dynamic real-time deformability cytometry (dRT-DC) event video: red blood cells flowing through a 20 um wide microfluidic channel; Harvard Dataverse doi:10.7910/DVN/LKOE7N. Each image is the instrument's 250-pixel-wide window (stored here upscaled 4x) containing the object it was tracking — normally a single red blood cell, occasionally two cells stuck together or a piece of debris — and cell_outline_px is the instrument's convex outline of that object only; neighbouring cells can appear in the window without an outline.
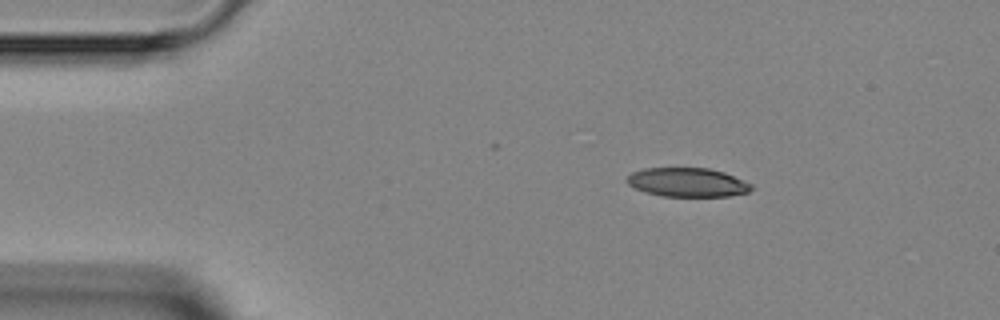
{"species": "Egyptian fruit bat (a non-hibernating species)", "species_latin": "Rousettus aegyptiacus", "temperature_condition": "room temperature", "stored_images_in_passage": 6, "camera_frame_rate_fps": 3000, "um_per_image_px": 0.085, "animal": {"sex": "female"}, "frame": {"image": 1, "passage_image": 3, "time_ms": 2.333, "image_size_px": [1000, 320], "cell_outline_px": [[752, 188], [748, 192], [728, 196], [660, 196], [644, 192], [628, 184], [624, 180], [632, 172], [644, 168], [708, 168], [724, 172], [752, 184]], "centroid_in_image_um": [58.4, 15.5], "position_along_channel_um": 26.6, "area_um2": 20.98}}
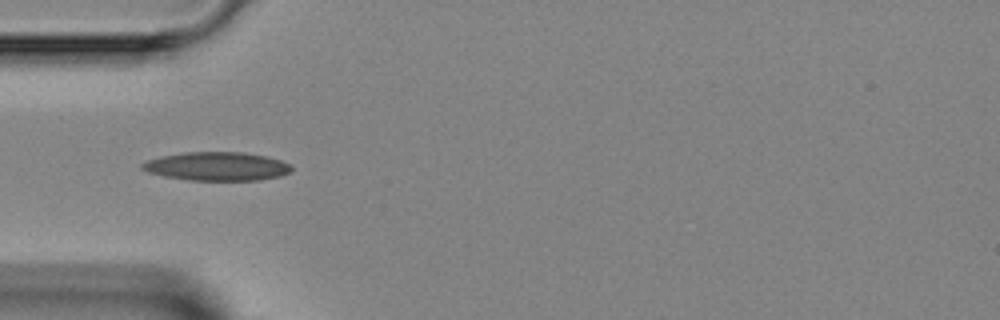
{"frame": {"image": 2, "passage_image": 5, "time_ms": 4.667, "image_size_px": [1000, 320], "cell_outline_px": [[292, 172], [280, 176], [260, 180], [188, 180], [164, 176], [148, 172], [140, 168], [140, 164], [148, 160], [164, 156], [184, 152], [244, 152], [264, 156], [280, 160], [292, 164]], "centroid_in_image_um": [18.46, 14.14], "position_along_channel_um": 66.5, "area_um2": 24.91}}
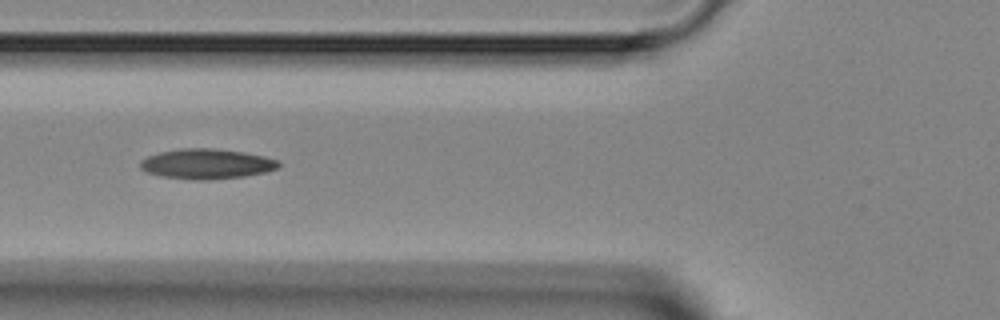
{"frame": {"image": 3, "passage_image": 6, "time_ms": 5.667, "image_size_px": [1000, 320], "cell_outline_px": [[280, 164], [276, 168], [264, 172], [244, 176], [208, 180], [192, 180], [160, 176], [148, 172], [140, 168], [140, 160], [148, 156], [160, 152], [180, 148], [212, 148], [244, 152], [264, 156], [280, 160]], "centroid_in_image_um": [17.55, 13.93], "position_along_channel_um": 108.3, "area_um2": 24.28}}